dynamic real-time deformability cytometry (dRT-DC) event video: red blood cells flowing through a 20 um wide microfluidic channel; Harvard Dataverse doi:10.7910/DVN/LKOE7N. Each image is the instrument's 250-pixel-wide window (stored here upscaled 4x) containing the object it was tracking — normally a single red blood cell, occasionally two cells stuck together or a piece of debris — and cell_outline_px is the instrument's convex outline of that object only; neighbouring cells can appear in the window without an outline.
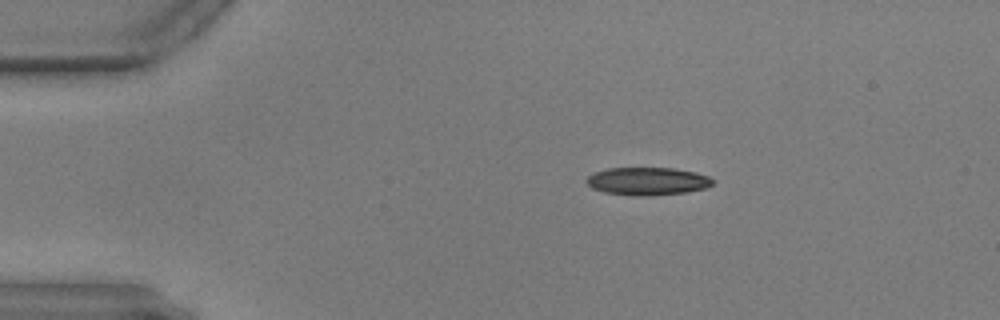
{"species": "common noctule bat (a hibernating species)", "species_latin": "Nyctalus noctula", "temperature_condition": "warm", "stored_images_in_passage": 48, "camera_frame_rate_fps": 3000, "um_per_image_px": 0.085, "animal": {"sex": "male", "body_mass_g": 17.9, "forearm_length_mm": 54.2}, "frame": {"image": 1, "passage_image": 1, "time_ms": 0.0, "image_size_px": [1000, 320], "cell_outline_px": [[716, 180], [708, 188], [688, 192], [652, 196], [632, 196], [604, 192], [592, 188], [584, 180], [592, 172], [608, 168], [672, 168], [696, 172], [708, 176]], "centroid_in_image_um": [55.05, 15.41], "position_along_channel_um": 30.0, "area_um2": 20.87}}
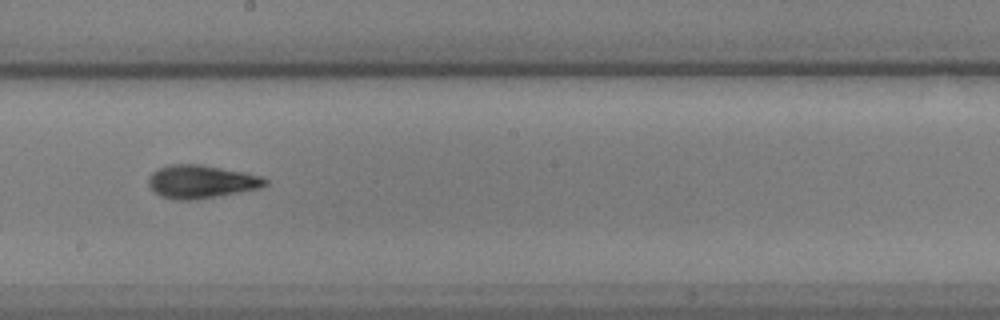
{"frame": {"image": 2, "passage_image": 23, "time_ms": 7.333, "image_size_px": [1000, 320], "cell_outline_px": [[268, 184], [260, 188], [196, 200], [172, 200], [160, 196], [152, 192], [148, 184], [148, 180], [152, 172], [160, 168], [172, 164], [200, 164], [244, 172], [264, 176], [268, 180]], "centroid_in_image_um": [17.1, 15.45], "position_along_channel_um": 231.1, "area_um2": 22.77}}
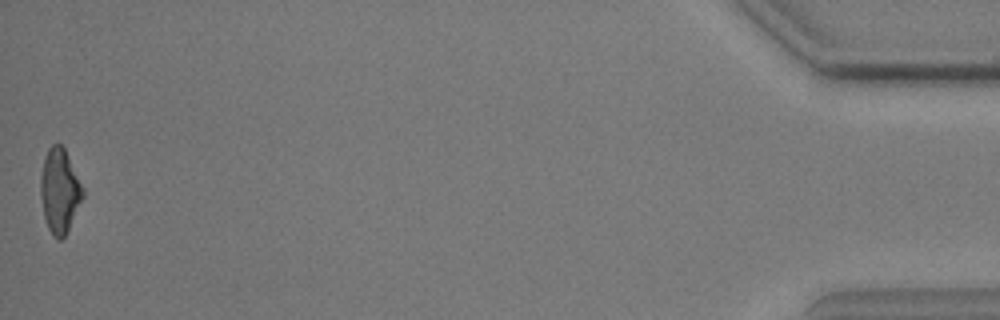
{"frame": {"image": 3, "passage_image": 48, "time_ms": 15.667, "image_size_px": [1000, 320], "cell_outline_px": [[84, 196], [64, 236], [60, 240], [56, 240], [52, 236], [48, 228], [44, 216], [40, 196], [40, 176], [44, 156], [48, 148], [52, 144], [60, 144], [64, 148], [84, 188]], "centroid_in_image_um": [5.05, 16.21], "position_along_channel_um": 430.1, "area_um2": 20.75}}